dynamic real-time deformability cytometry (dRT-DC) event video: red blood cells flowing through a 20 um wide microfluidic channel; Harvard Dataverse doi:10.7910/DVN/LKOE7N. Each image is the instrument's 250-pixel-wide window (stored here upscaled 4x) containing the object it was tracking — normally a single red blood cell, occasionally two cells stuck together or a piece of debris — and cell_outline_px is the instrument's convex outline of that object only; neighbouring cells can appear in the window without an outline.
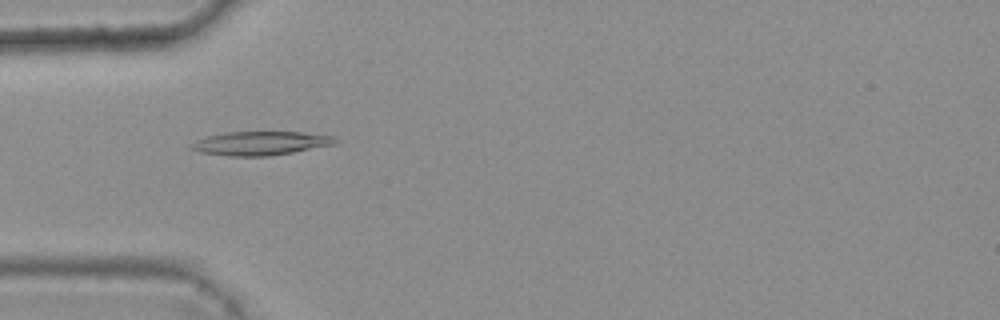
{"species": "common noctule bat (a hibernating species)", "species_latin": "Nyctalus noctula", "temperature_condition": "warm", "stored_images_in_passage": 6, "camera_frame_rate_fps": 3000, "um_per_image_px": 0.085, "animal": {"sex": "female", "body_mass_g": 25.1}, "frame": {"image": 1, "passage_image": 5, "time_ms": 1.333, "image_size_px": [1000, 320], "cell_outline_px": [[340, 140], [336, 144], [292, 152], [268, 156], [228, 156], [200, 152], [192, 148], [192, 144], [196, 140], [208, 136], [228, 132], [300, 132], [332, 136]], "centroid_in_image_um": [22.18, 12.18], "position_along_channel_um": 62.8, "area_um2": 19.71}}
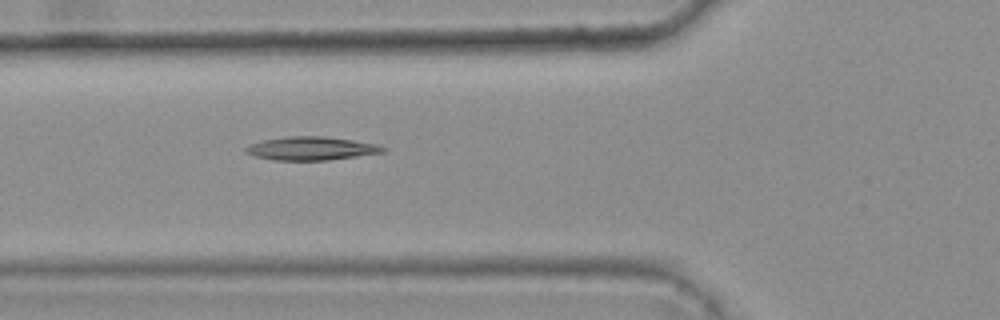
{"frame": {"image": 2, "passage_image": 6, "time_ms": 1.667, "image_size_px": [1000, 320], "cell_outline_px": [[388, 148], [384, 152], [328, 160], [272, 160], [256, 156], [244, 152], [244, 148], [252, 144], [264, 140], [288, 136], [324, 136], [380, 144]], "centroid_in_image_um": [26.49, 12.61], "position_along_channel_um": 99.3, "area_um2": 18.67}}